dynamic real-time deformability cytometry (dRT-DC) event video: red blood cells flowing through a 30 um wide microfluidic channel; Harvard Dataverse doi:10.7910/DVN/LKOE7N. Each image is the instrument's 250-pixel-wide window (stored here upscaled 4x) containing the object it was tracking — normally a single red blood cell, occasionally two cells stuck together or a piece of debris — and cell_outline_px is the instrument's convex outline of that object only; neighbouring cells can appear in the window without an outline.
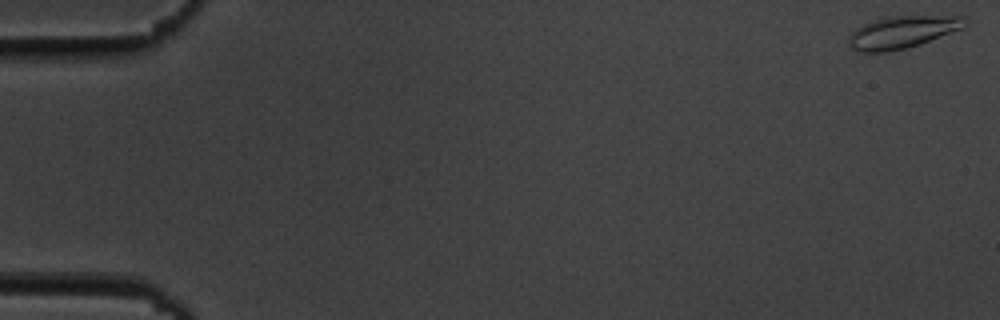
{"species": "common noctule bat (a hibernating species)", "species_latin": "Nyctalus noctula", "temperature_condition": "cold", "stored_images_in_passage": 8, "camera_frame_rate_fps": 3000, "um_per_image_px": 0.085, "animal": {"sex": "male", "body_mass_g": 19.5, "forearm_length_mm": 54.6}, "frame": {"image": 1, "passage_image": 1, "time_ms": 0.0, "image_size_px": [1000, 320], "cell_outline_px": [[968, 24], [964, 28], [920, 44], [908, 48], [888, 52], [856, 52], [848, 48], [848, 36], [856, 28], [872, 20], [888, 16], [960, 16]], "centroid_in_image_um": [76.63, 2.75], "position_along_channel_um": 8.4, "area_um2": 22.14}}